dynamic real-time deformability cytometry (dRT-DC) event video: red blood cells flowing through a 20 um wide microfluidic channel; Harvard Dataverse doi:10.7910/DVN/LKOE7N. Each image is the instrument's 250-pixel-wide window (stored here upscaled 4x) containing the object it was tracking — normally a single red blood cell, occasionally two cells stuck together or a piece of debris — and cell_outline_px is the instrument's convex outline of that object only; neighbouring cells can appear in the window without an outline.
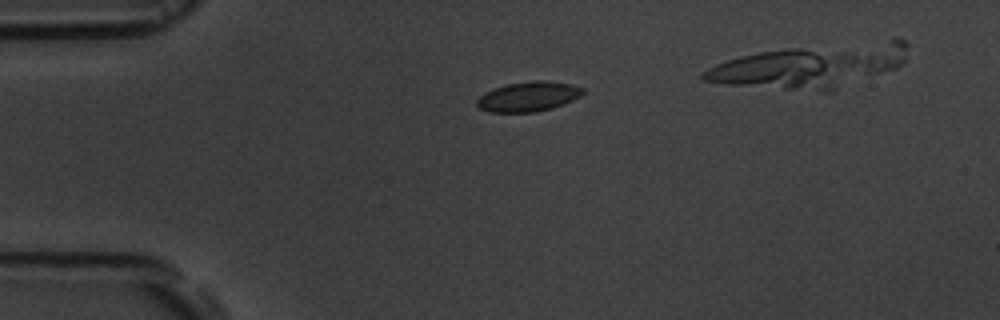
{"species": "common noctule bat (a hibernating species)", "species_latin": "Nyctalus noctula", "temperature_condition": "room temperature", "stored_images_in_passage": 5, "camera_frame_rate_fps": 3000, "um_per_image_px": 0.085, "animal": {"sex": "male", "body_mass_g": 19.5, "forearm_length_mm": 54.6}, "frame": {"image": 1, "passage_image": 3, "time_ms": 3.0, "image_size_px": [1000, 320], "cell_outline_px": [[584, 92], [580, 96], [564, 104], [552, 108], [536, 112], [488, 112], [480, 108], [476, 104], [476, 100], [484, 92], [508, 84], [532, 80], [544, 80], [572, 84], [584, 88]], "centroid_in_image_um": [44.92, 8.21], "position_along_channel_um": 40.1, "area_um2": 18.44}}
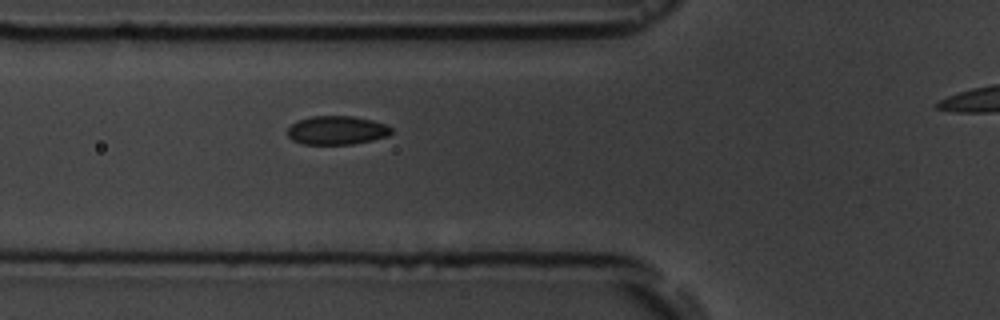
{"frame": {"image": 2, "passage_image": 5, "time_ms": 5.333, "image_size_px": [1000, 320], "cell_outline_px": [[392, 132], [388, 136], [372, 140], [352, 144], [304, 144], [292, 140], [288, 136], [288, 128], [296, 120], [312, 116], [352, 116], [372, 120], [388, 124], [392, 128]], "centroid_in_image_um": [28.64, 11.07], "position_along_channel_um": 97.2, "area_um2": 17.46}}